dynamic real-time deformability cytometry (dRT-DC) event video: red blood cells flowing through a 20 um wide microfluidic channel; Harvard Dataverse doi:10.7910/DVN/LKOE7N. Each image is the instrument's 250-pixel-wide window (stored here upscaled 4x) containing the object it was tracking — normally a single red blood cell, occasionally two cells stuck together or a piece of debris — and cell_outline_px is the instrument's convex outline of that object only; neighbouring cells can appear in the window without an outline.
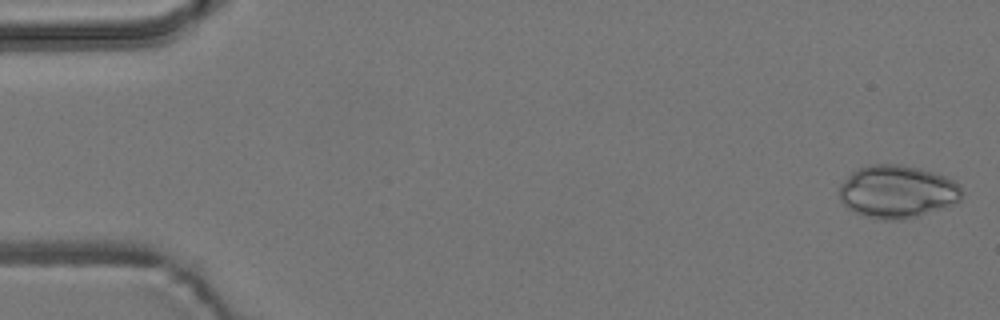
{"species": "common noctule bat (a hibernating species)", "species_latin": "Nyctalus noctula", "temperature_condition": "room temperature", "stored_images_in_passage": 4, "camera_frame_rate_fps": 3000, "um_per_image_px": 0.085, "animal": {"sex": "male", "body_mass_g": 19.2, "forearm_length_mm": 51.8}, "frame": {"image": 1, "passage_image": 1, "time_ms": 0.0, "image_size_px": [1000, 320], "cell_outline_px": [[960, 200], [956, 204], [920, 216], [900, 220], [880, 220], [856, 212], [848, 208], [840, 200], [840, 184], [856, 168], [872, 164], [900, 164], [920, 168], [956, 180], [960, 184]], "centroid_in_image_um": [76.28, 16.29], "position_along_channel_um": 8.7, "area_um2": 37.92}}